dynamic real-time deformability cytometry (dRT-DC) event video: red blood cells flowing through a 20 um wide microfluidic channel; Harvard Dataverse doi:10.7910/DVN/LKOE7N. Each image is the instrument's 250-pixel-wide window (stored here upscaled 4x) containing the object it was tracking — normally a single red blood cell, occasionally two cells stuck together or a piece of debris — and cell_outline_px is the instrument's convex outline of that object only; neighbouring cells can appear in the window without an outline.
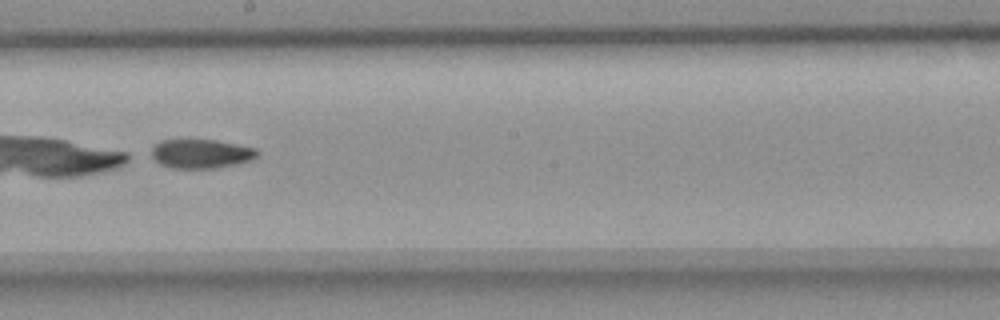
{"species": "common noctule bat (a hibernating species)", "species_latin": "Nyctalus noctula", "temperature_condition": "room temperature", "stored_images_in_passage": 54, "camera_frame_rate_fps": 3000, "um_per_image_px": 0.085, "animal": {"sex": "female", "body_mass_g": 18.4}, "frame": {"image": 1, "passage_image": 31, "time_ms": 10.0, "image_size_px": [1000, 320], "cell_outline_px": [[260, 152], [256, 156], [248, 160], [232, 164], [212, 168], [172, 168], [160, 164], [152, 156], [152, 148], [160, 140], [216, 140], [256, 148]], "centroid_in_image_um": [17.06, 13.05], "position_along_channel_um": 231.1, "area_um2": 17.57}}